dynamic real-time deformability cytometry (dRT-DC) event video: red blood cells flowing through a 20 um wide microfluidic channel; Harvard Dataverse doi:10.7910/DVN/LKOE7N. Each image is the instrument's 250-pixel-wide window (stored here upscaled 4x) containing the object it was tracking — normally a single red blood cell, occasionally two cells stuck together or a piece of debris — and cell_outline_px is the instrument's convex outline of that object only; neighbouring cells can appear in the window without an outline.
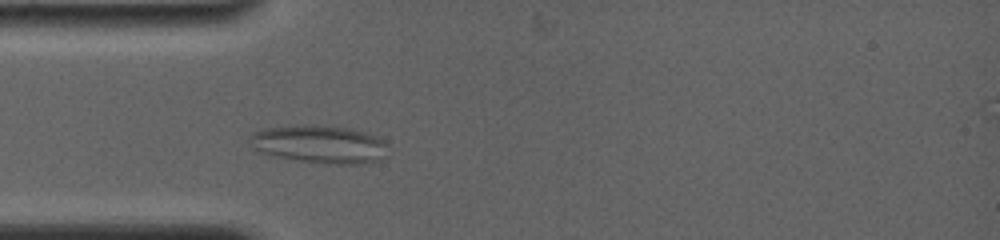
{"species": "common noctule bat (a hibernating species)", "species_latin": "Nyctalus noctula", "temperature_condition": "room temperature", "stored_images_in_passage": 4, "camera_frame_rate_fps": 4000, "um_per_image_px": 0.085, "animal": {"sex": "female", "body_mass_g": 19.0, "forearm_length_mm": 56.7}, "frame": {"image": 1, "passage_image": 3, "time_ms": 2.0, "image_size_px": [1000, 240], "cell_outline_px": [[384, 144], [376, 160], [364, 164], [336, 164], [296, 160], [256, 152], [252, 136], [252, 132], [264, 128], [304, 124], [312, 124], [348, 128], [364, 132], [376, 136], [384, 140]], "centroid_in_image_um": [27.08, 12.24], "position_along_channel_um": 57.9, "area_um2": 29.82}}